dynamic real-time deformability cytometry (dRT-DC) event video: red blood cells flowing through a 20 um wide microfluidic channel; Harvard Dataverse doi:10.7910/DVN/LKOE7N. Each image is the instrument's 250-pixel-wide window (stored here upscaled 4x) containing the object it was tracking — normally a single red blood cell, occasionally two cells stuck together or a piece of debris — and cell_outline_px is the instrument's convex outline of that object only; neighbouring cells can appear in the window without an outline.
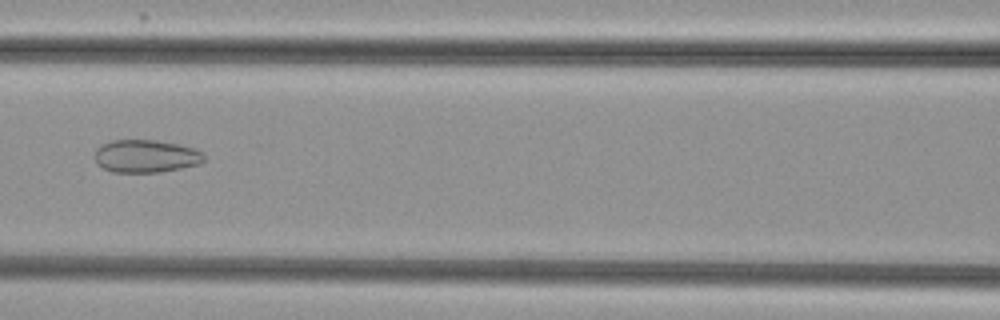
{"species": "common noctule bat (a hibernating species)", "species_latin": "Nyctalus noctula", "temperature_condition": "cold", "stored_images_in_passage": 7, "camera_frame_rate_fps": 3000, "um_per_image_px": 0.085, "animal": {"sex": "female", "body_mass_g": 29.2, "forearm_length_mm": 56.3}, "frame": {"image": 1, "passage_image": 7, "time_ms": 7.667, "image_size_px": [1000, 320], "cell_outline_px": [[204, 160], [200, 164], [160, 172], [112, 172], [96, 164], [96, 148], [100, 144], [112, 140], [156, 140], [180, 144], [196, 148], [204, 152]], "centroid_in_image_um": [12.42, 13.26], "position_along_channel_um": 154.2, "area_um2": 21.1}}